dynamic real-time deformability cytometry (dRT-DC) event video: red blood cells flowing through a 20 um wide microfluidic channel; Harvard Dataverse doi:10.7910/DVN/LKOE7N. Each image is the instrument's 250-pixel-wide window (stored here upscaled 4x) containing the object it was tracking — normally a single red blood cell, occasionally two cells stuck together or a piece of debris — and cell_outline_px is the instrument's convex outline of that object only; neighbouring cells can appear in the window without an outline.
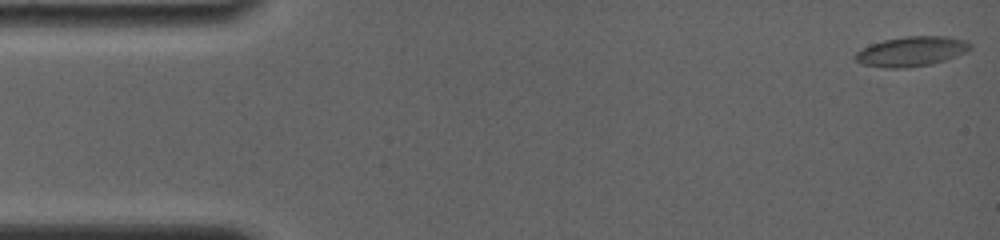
{"species": "common noctule bat (a hibernating species)", "species_latin": "Nyctalus noctula", "temperature_condition": "room temperature", "stored_images_in_passage": 27, "camera_frame_rate_fps": 4000, "um_per_image_px": 0.085, "animal": {"sex": "female", "body_mass_g": 19.0, "forearm_length_mm": 56.7}, "frame": {"image": 1, "passage_image": 1, "time_ms": 0.0, "image_size_px": [1000, 240], "cell_outline_px": [[972, 48], [964, 52], [944, 60], [932, 64], [904, 68], [884, 68], [864, 64], [856, 60], [852, 56], [856, 52], [872, 44], [884, 40], [904, 36], [948, 36], [968, 40], [972, 44]], "centroid_in_image_um": [77.49, 4.36], "position_along_channel_um": 7.5, "area_um2": 19.94}}
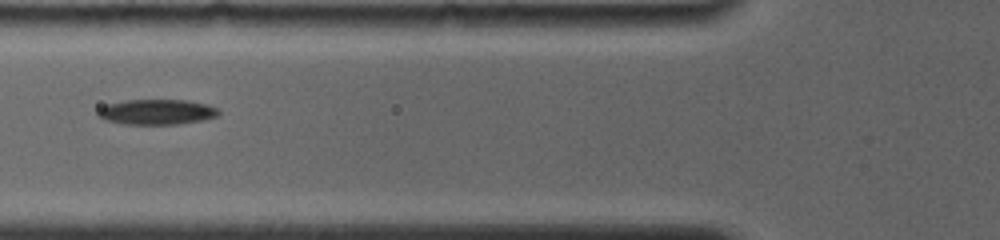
{"frame": {"image": 2, "passage_image": 16, "time_ms": 6.0, "image_size_px": [1000, 240], "cell_outline_px": [[220, 116], [204, 120], [180, 124], [124, 124], [104, 120], [96, 116], [96, 112], [100, 108], [108, 104], [128, 100], [188, 100], [208, 104], [216, 108], [220, 112]], "centroid_in_image_um": [13.35, 9.52], "position_along_channel_um": 112.5, "area_um2": 17.98}}
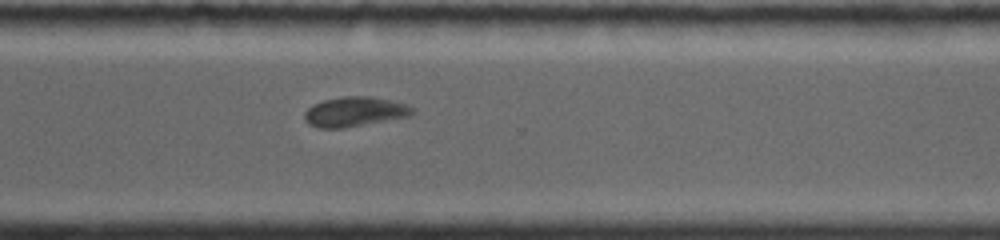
{"frame": {"image": 3, "passage_image": 27, "time_ms": 12.0, "image_size_px": [1000, 240], "cell_outline_px": [[416, 112], [412, 116], [344, 128], [320, 128], [308, 124], [304, 120], [304, 112], [312, 104], [324, 100], [344, 96], [372, 96], [408, 104]], "centroid_in_image_um": [30.16, 9.5], "position_along_channel_um": 340.4, "area_um2": 18.96}}